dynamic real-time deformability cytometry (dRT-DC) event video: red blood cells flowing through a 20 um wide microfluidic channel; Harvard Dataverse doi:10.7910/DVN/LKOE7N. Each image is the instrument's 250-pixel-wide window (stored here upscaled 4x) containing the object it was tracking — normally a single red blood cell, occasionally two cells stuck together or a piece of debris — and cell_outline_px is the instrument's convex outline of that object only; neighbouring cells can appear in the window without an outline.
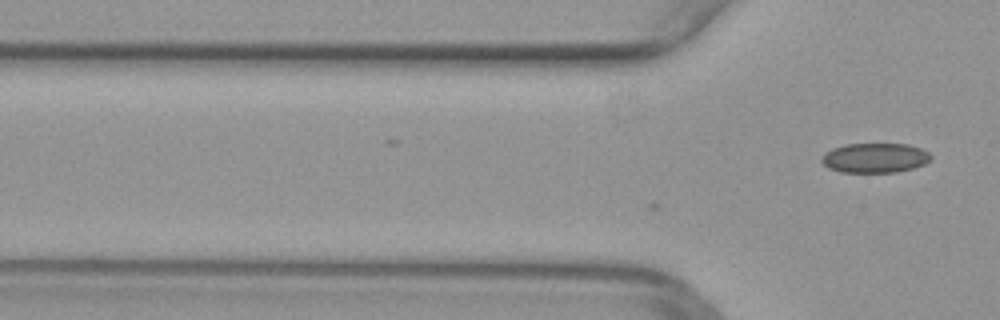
{"species": "common noctule bat (a hibernating species)", "species_latin": "Nyctalus noctula", "temperature_condition": "warm", "stored_images_in_passage": 3, "camera_frame_rate_fps": 3000, "um_per_image_px": 0.085, "animal": {"sex": "female", "body_mass_g": 29.2, "forearm_length_mm": 56.3}, "frame": {"image": 1, "passage_image": 3, "time_ms": 0.667, "image_size_px": [1000, 320], "cell_outline_px": [[932, 156], [924, 164], [912, 168], [896, 172], [840, 172], [828, 168], [820, 160], [820, 156], [824, 152], [832, 148], [844, 144], [908, 144], [920, 148], [928, 152]], "centroid_in_image_um": [74.31, 13.41], "position_along_channel_um": 51.5, "area_um2": 18.96}}